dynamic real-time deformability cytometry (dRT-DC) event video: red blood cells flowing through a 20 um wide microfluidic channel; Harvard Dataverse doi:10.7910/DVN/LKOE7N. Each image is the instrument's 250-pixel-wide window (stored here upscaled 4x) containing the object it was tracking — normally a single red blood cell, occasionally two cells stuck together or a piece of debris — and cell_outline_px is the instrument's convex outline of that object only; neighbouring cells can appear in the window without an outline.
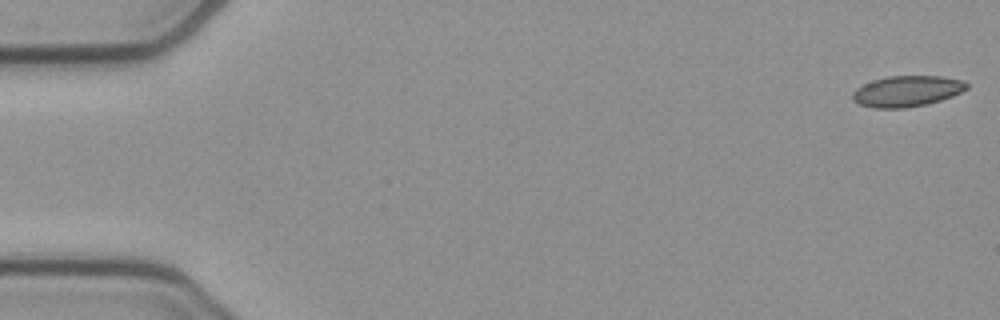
{"species": "common noctule bat (a hibernating species)", "species_latin": "Nyctalus noctula", "temperature_condition": "cold", "stored_images_in_passage": 53, "camera_frame_rate_fps": 3000, "um_per_image_px": 0.085, "animal": {"sex": "female", "body_mass_g": 21.9}, "frame": {"image": 1, "passage_image": 1, "time_ms": 0.0, "image_size_px": [1000, 320], "cell_outline_px": [[968, 88], [952, 96], [928, 104], [904, 108], [872, 108], [860, 104], [852, 100], [852, 92], [856, 88], [872, 80], [888, 76], [940, 76], [964, 80], [968, 84]], "centroid_in_image_um": [77.08, 7.75], "position_along_channel_um": 7.9, "area_um2": 20.63}}
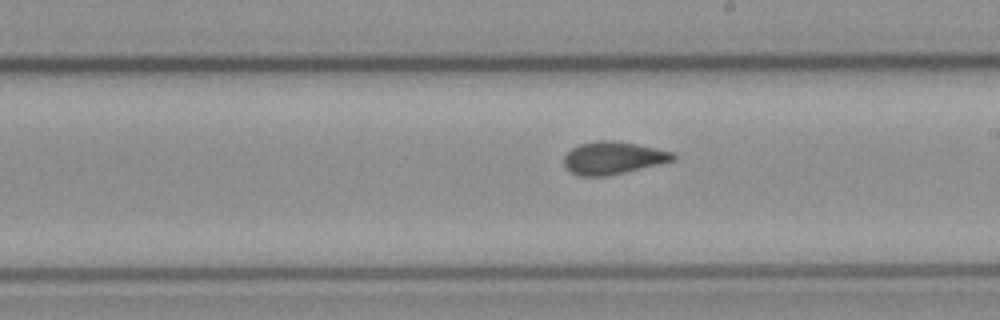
{"frame": {"image": 2, "passage_image": 30, "time_ms": 9.667, "image_size_px": [1000, 320], "cell_outline_px": [[676, 160], [608, 176], [580, 176], [564, 168], [564, 156], [572, 148], [580, 144], [600, 140], [612, 140], [636, 144], [672, 152], [676, 156]], "centroid_in_image_um": [52.09, 13.43], "position_along_channel_um": 236.9, "area_um2": 20.58}}
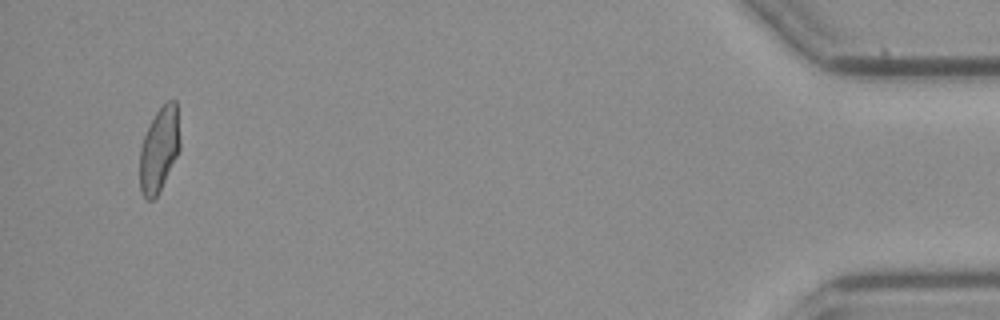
{"frame": {"image": 3, "passage_image": 51, "time_ms": 16.667, "image_size_px": [1000, 320], "cell_outline_px": [[180, 148], [156, 196], [152, 200], [148, 200], [144, 196], [140, 188], [140, 148], [144, 136], [156, 112], [168, 100], [176, 100], [180, 140]], "centroid_in_image_um": [13.53, 12.67], "position_along_channel_um": 421.7, "area_um2": 19.31}, "authors_computed_cell_mechanics": {"area_um2": 20.6346, "velocity_mm_per_s": 3.8418, "shape_relaxation_time_tau1_ms": null, "shape_relaxation_time_tau2_ms": 1.5793, "deformation_change_tau1": null, "deformation_change_tau2": 0.0494}}